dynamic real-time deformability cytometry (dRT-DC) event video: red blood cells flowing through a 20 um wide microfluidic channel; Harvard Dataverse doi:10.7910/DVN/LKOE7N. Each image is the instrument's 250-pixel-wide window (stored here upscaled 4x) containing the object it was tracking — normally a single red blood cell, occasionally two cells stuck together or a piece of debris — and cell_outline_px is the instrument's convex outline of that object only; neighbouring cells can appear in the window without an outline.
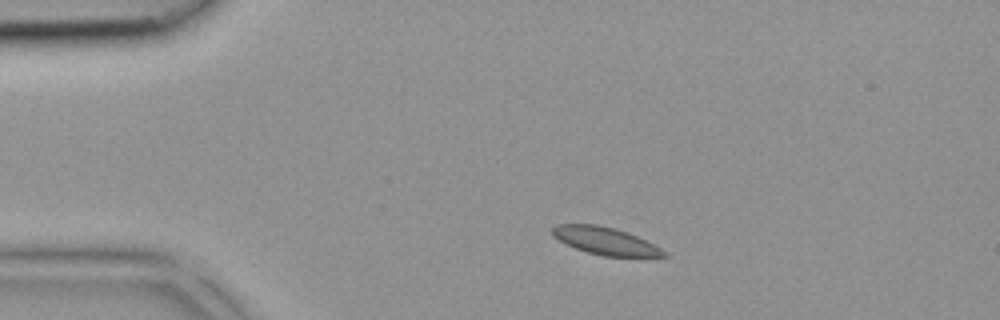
{"species": "common noctule bat (a hibernating species)", "species_latin": "Nyctalus noctula", "temperature_condition": "room temperature", "stored_images_in_passage": 38, "camera_frame_rate_fps": 3000, "um_per_image_px": 0.085, "animal": {"sex": "female", "body_mass_g": 18.4}, "frame": {"image": 1, "passage_image": 5, "time_ms": 1.333, "image_size_px": [1000, 320], "cell_outline_px": [[668, 256], [604, 256], [588, 252], [576, 248], [552, 236], [548, 228], [556, 224], [596, 224], [616, 228], [628, 232], [660, 248]], "centroid_in_image_um": [51.36, 20.44], "position_along_channel_um": 33.6, "area_um2": 17.63}}
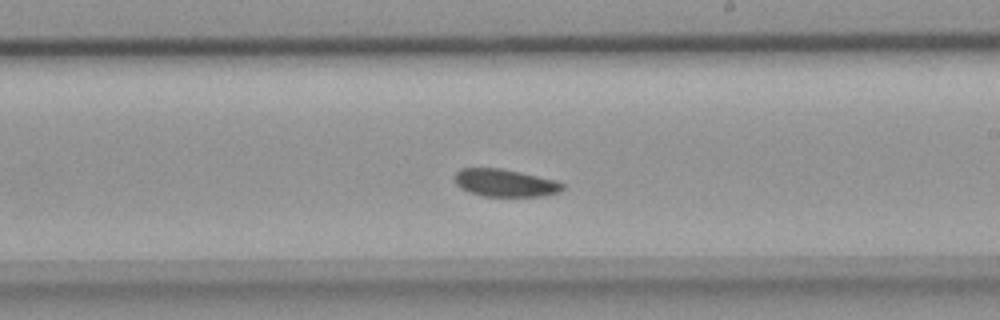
{"frame": {"image": 2, "passage_image": 21, "time_ms": 6.667, "image_size_px": [1000, 320], "cell_outline_px": [[564, 188], [560, 192], [540, 196], [484, 196], [468, 192], [460, 188], [456, 184], [452, 176], [460, 168], [500, 168], [520, 172], [556, 180], [564, 184]], "centroid_in_image_um": [42.89, 15.54], "position_along_channel_um": 246.1, "area_um2": 17.46}}
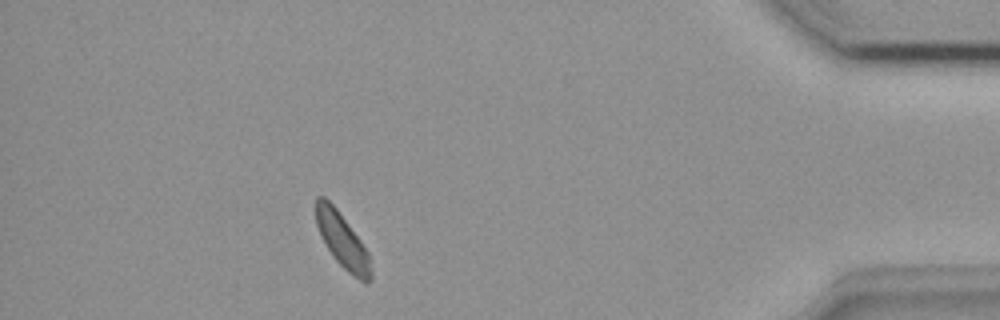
{"frame": {"image": 3, "passage_image": 34, "time_ms": 11.0, "image_size_px": [1000, 320], "cell_outline_px": [[372, 280], [364, 284], [352, 276], [336, 260], [320, 236], [316, 224], [316, 196], [324, 196], [336, 208], [360, 240], [368, 252], [372, 272]], "centroid_in_image_um": [29.11, 20.49], "position_along_channel_um": 406.1, "area_um2": 17.4}}